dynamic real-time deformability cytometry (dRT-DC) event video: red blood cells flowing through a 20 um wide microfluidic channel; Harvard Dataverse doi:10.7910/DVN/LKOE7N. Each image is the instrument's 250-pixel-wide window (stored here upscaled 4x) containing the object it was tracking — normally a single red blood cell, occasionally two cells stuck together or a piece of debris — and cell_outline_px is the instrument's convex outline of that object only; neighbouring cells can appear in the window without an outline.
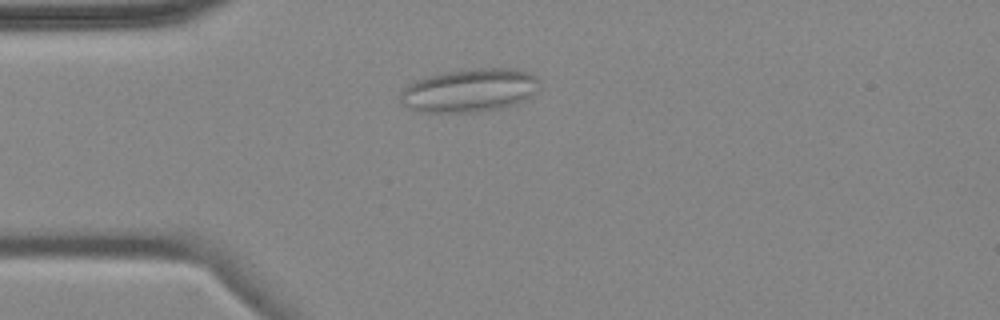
{"species": "common noctule bat (a hibernating species)", "species_latin": "Nyctalus noctula", "temperature_condition": "cold", "stored_images_in_passage": 12, "camera_frame_rate_fps": 3000, "um_per_image_px": 0.085, "animal": {"sex": "female", "body_mass_g": 18.4}, "frame": {"image": 1, "passage_image": 1, "time_ms": 0.0, "image_size_px": [1000, 320], "cell_outline_px": [[540, 88], [536, 92], [524, 100], [512, 104], [496, 108], [476, 112], [416, 112], [408, 108], [400, 100], [400, 96], [404, 88], [408, 84], [424, 76], [444, 72], [476, 68], [516, 68], [528, 72], [536, 76], [540, 80]], "centroid_in_image_um": [39.91, 7.66], "position_along_channel_um": 45.1, "area_um2": 35.32}, "authors_computed_cell_mechanics": {"area_um2": 23.7558, "velocity_mm_per_s": 3.5396, "shape_relaxation_time_tau1_ms": null, "shape_relaxation_time_tau2_ms": 2.7816, "deformation_change_tau1": null, "deformation_change_tau2": 0.0826}}